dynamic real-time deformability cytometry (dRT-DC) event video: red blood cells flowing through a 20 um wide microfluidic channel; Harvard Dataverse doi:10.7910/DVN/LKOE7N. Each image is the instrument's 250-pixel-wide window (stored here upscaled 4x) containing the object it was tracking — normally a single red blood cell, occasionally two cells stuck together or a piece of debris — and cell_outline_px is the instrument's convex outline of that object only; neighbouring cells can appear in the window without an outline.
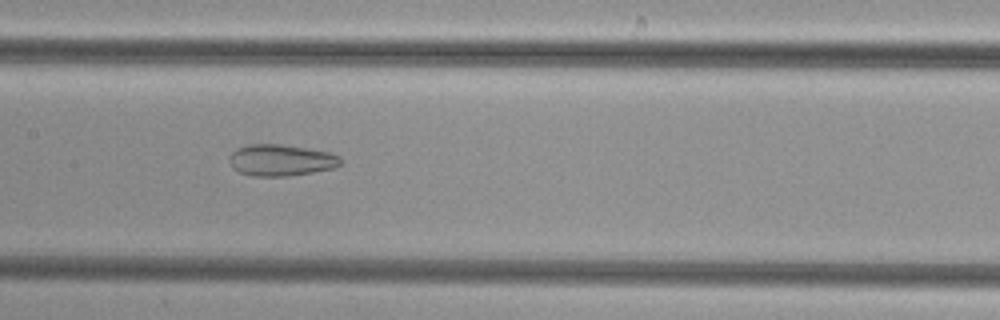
{"species": "common noctule bat (a hibernating species)", "species_latin": "Nyctalus noctula", "temperature_condition": "cold", "stored_images_in_passage": 51, "camera_frame_rate_fps": 3000, "um_per_image_px": 0.085, "animal": {"sex": "female", "body_mass_g": 29.2, "forearm_length_mm": 56.3}, "frame": {"image": 1, "passage_image": 25, "time_ms": 8.0, "image_size_px": [1000, 320], "cell_outline_px": [[340, 164], [332, 168], [312, 172], [288, 176], [252, 176], [240, 172], [232, 168], [232, 152], [236, 148], [248, 144], [280, 144], [328, 152], [340, 156]], "centroid_in_image_um": [23.87, 13.61], "position_along_channel_um": 183.5, "area_um2": 20.06}}
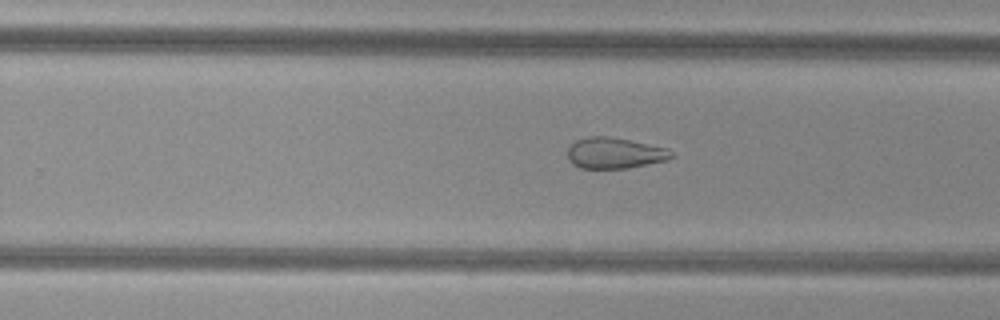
{"frame": {"image": 2, "passage_image": 32, "time_ms": 10.333, "image_size_px": [1000, 320], "cell_outline_px": [[676, 156], [668, 160], [628, 168], [580, 168], [572, 164], [568, 160], [568, 148], [576, 140], [588, 136], [608, 136], [668, 148]], "centroid_in_image_um": [52.26, 13.01], "position_along_channel_um": 277.5, "area_um2": 18.79}}
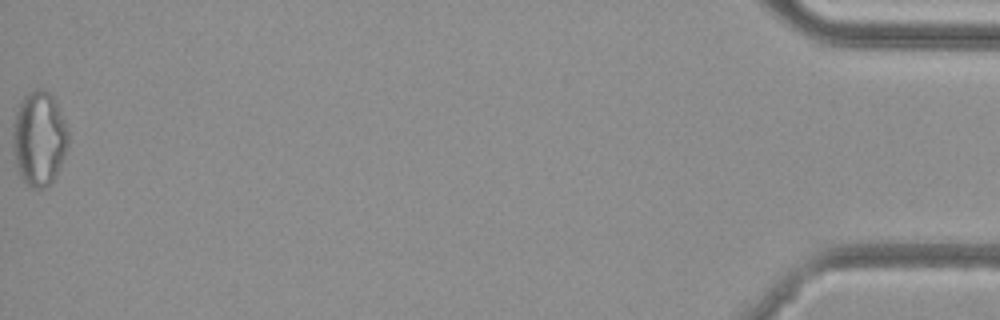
{"frame": {"image": 3, "passage_image": 51, "time_ms": 16.667, "image_size_px": [1000, 320], "cell_outline_px": [[68, 144], [60, 164], [52, 180], [44, 188], [32, 188], [20, 176], [12, 144], [12, 124], [20, 100], [28, 92], [36, 88], [40, 88], [48, 92], [52, 96], [68, 128]], "centroid_in_image_um": [3.3, 11.73], "position_along_channel_um": 431.9, "area_um2": 30.17}}